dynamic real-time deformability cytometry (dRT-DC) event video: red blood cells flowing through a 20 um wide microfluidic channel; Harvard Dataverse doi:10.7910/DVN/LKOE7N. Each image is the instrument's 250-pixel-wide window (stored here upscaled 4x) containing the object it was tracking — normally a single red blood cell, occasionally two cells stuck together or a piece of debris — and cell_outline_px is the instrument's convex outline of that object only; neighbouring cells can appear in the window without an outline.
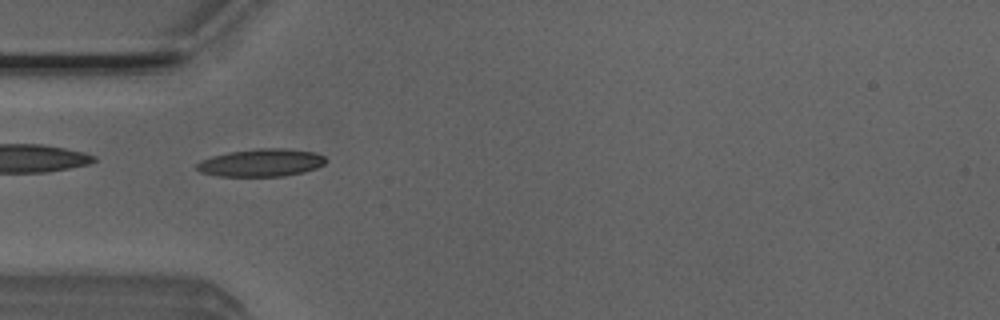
{"species": "Egyptian fruit bat (a non-hibernating species)", "species_latin": "Rousettus aegyptiacus", "temperature_condition": "room temperature", "stored_images_in_passage": 5, "camera_frame_rate_fps": 3000, "um_per_image_px": 0.085, "animal": {"sex": "male"}, "frame": {"image": 1, "passage_image": 2, "time_ms": 0.333, "image_size_px": [1000, 320], "cell_outline_px": [[328, 160], [324, 164], [316, 168], [304, 172], [284, 176], [220, 176], [200, 172], [196, 168], [196, 164], [200, 160], [212, 156], [228, 152], [260, 148], [284, 148], [316, 152], [324, 156]], "centroid_in_image_um": [22.22, 13.82], "position_along_channel_um": 62.8, "area_um2": 20.92}}
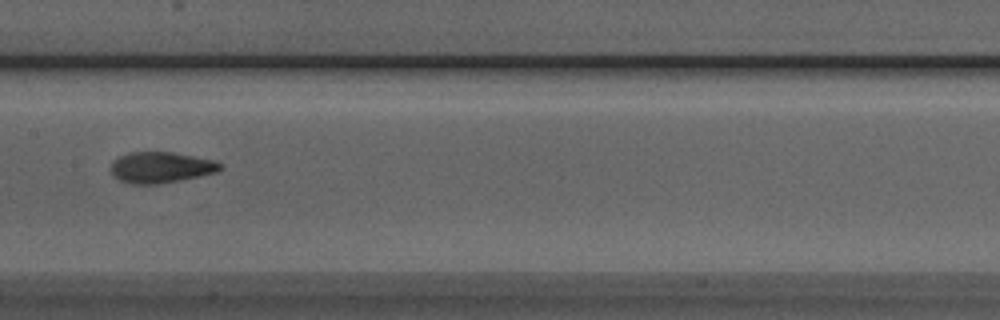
{"frame": {"image": 2, "passage_image": 5, "time_ms": 1.333, "image_size_px": [1000, 320], "cell_outline_px": [[224, 168], [216, 172], [200, 176], [160, 184], [132, 184], [120, 180], [112, 176], [112, 160], [128, 152], [172, 152], [216, 160]], "centroid_in_image_um": [13.68, 14.23], "position_along_channel_um": 193.7, "area_um2": 19.83}}